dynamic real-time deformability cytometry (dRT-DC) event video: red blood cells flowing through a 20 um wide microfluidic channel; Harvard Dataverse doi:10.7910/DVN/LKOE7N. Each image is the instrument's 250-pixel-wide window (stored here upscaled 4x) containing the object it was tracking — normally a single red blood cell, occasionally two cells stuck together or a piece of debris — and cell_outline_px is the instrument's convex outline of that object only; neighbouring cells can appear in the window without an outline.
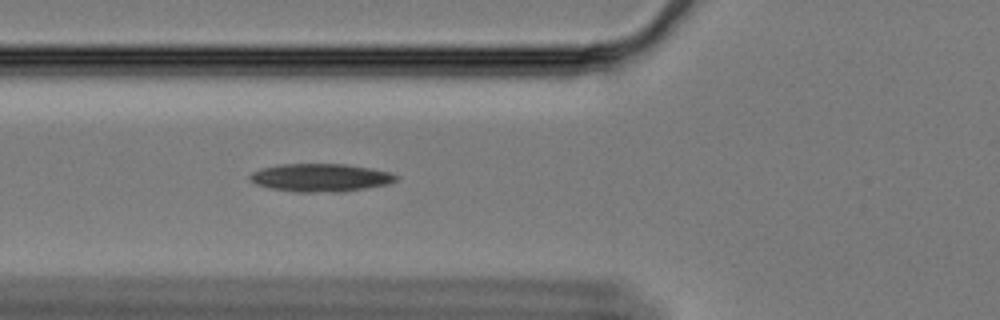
{"species": "Egyptian fruit bat (a non-hibernating species)", "species_latin": "Rousettus aegyptiacus", "temperature_condition": "cold", "stored_images_in_passage": 44, "camera_frame_rate_fps": 3000, "um_per_image_px": 0.085, "animal": {"sex": "female"}, "frame": {"image": 1, "passage_image": 7, "time_ms": 2.0, "image_size_px": [1000, 320], "cell_outline_px": [[400, 176], [396, 180], [388, 184], [364, 188], [336, 192], [296, 192], [272, 188], [256, 184], [248, 176], [252, 172], [260, 168], [280, 164], [344, 164], [372, 168], [388, 172]], "centroid_in_image_um": [27.24, 15.09], "position_along_channel_um": 98.6, "area_um2": 23.7}}
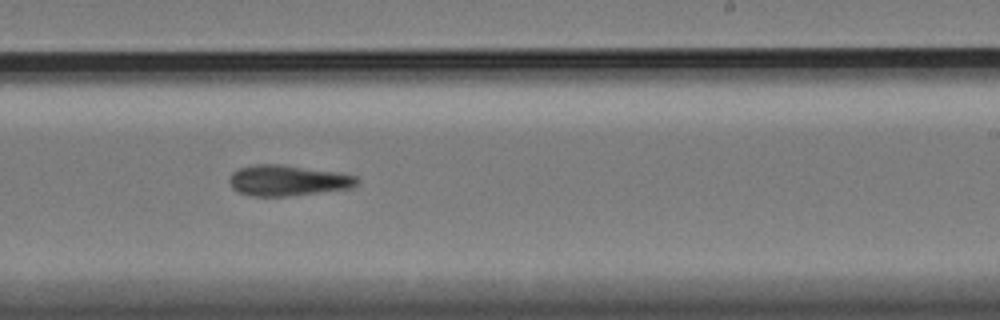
{"frame": {"image": 2, "passage_image": 22, "time_ms": 7.0, "image_size_px": [1000, 320], "cell_outline_px": [[360, 180], [352, 188], [284, 196], [252, 196], [236, 192], [232, 188], [228, 180], [232, 172], [240, 168], [256, 164], [280, 164], [336, 172], [356, 176]], "centroid_in_image_um": [24.41, 15.34], "position_along_channel_um": 264.6, "area_um2": 22.72}}
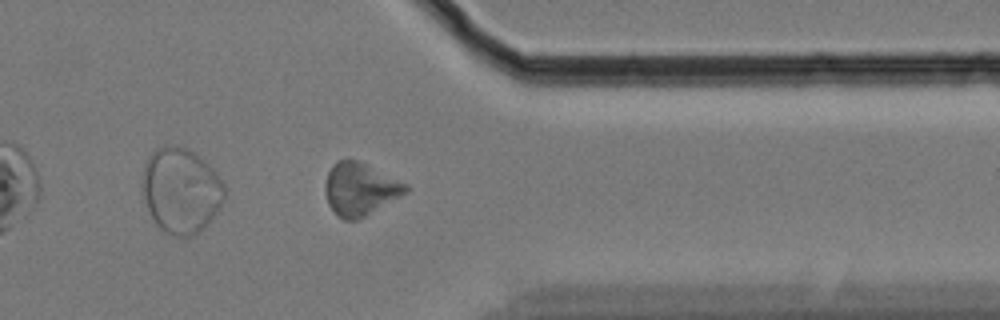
{"frame": {"image": 3, "passage_image": 33, "time_ms": 10.667, "image_size_px": [1000, 320], "cell_outline_px": [[408, 192], [364, 216], [356, 220], [344, 220], [336, 216], [328, 204], [324, 192], [324, 184], [328, 172], [332, 164], [336, 160], [356, 160], [408, 184]], "centroid_in_image_um": [30.56, 16.08], "position_along_channel_um": 380.8, "area_um2": 24.57}}